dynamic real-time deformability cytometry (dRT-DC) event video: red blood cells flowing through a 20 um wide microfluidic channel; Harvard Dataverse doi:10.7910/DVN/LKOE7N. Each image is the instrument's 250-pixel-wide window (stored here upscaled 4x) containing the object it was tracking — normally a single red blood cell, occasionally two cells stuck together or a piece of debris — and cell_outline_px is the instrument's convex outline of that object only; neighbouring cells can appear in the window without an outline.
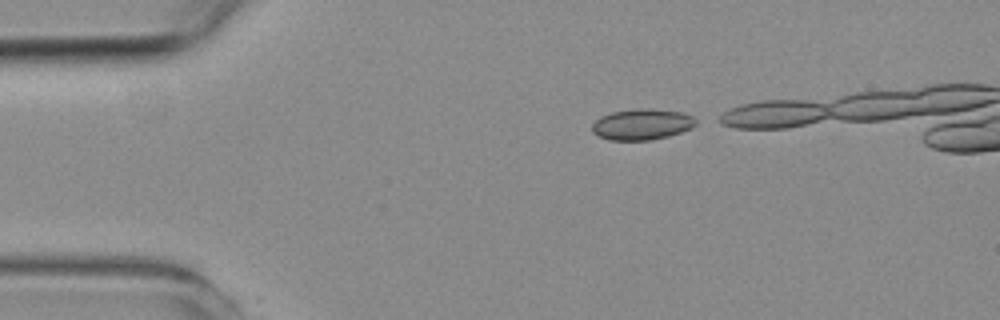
{"species": "common noctule bat (a hibernating species)", "species_latin": "Nyctalus noctula", "temperature_condition": "room temperature", "stored_images_in_passage": 17, "camera_frame_rate_fps": 3000, "um_per_image_px": 0.085, "animal": {"sex": "female", "body_mass_g": 19.3, "forearm_length_mm": 54.1}, "frame": {"image": 1, "passage_image": 1, "time_ms": 0.0, "image_size_px": [1000, 320], "cell_outline_px": [[700, 120], [692, 128], [668, 136], [652, 140], [608, 140], [592, 132], [592, 124], [600, 116], [612, 112], [640, 108], [644, 108], [684, 112]], "centroid_in_image_um": [54.6, 10.57], "position_along_channel_um": 30.4, "area_um2": 18.84}}
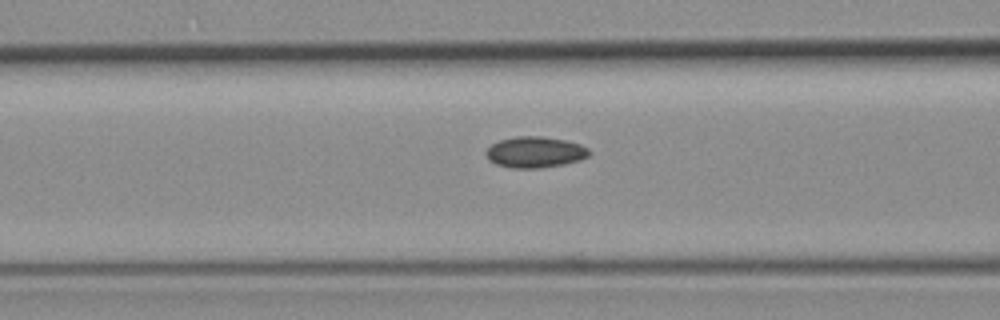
{"frame": {"image": 2, "passage_image": 12, "time_ms": 3.667, "image_size_px": [1000, 320], "cell_outline_px": [[592, 152], [588, 156], [580, 160], [564, 164], [540, 168], [512, 168], [496, 164], [488, 160], [484, 152], [492, 144], [500, 140], [516, 136], [540, 136], [564, 140], [580, 144], [588, 148]], "centroid_in_image_um": [45.47, 12.94], "position_along_channel_um": 121.1, "area_um2": 18.73}}
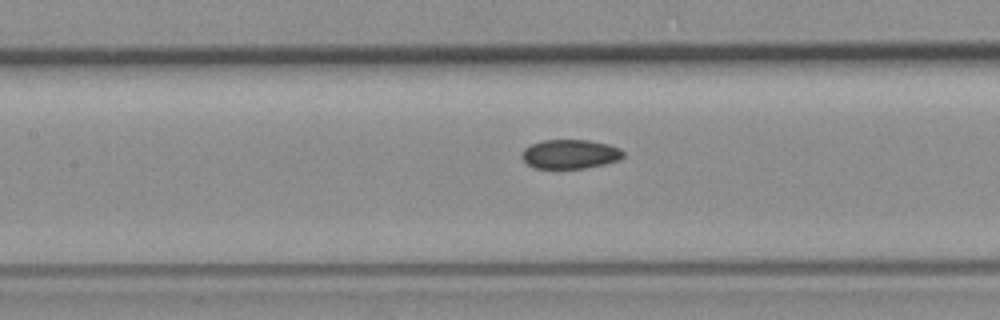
{"frame": {"image": 3, "passage_image": 15, "time_ms": 4.667, "image_size_px": [1000, 320], "cell_outline_px": [[624, 156], [620, 160], [604, 164], [584, 168], [536, 168], [528, 164], [520, 156], [524, 148], [532, 144], [544, 140], [588, 140], [608, 144], [620, 148], [624, 152]], "centroid_in_image_um": [48.48, 13.09], "position_along_channel_um": 158.9, "area_um2": 17.22}}